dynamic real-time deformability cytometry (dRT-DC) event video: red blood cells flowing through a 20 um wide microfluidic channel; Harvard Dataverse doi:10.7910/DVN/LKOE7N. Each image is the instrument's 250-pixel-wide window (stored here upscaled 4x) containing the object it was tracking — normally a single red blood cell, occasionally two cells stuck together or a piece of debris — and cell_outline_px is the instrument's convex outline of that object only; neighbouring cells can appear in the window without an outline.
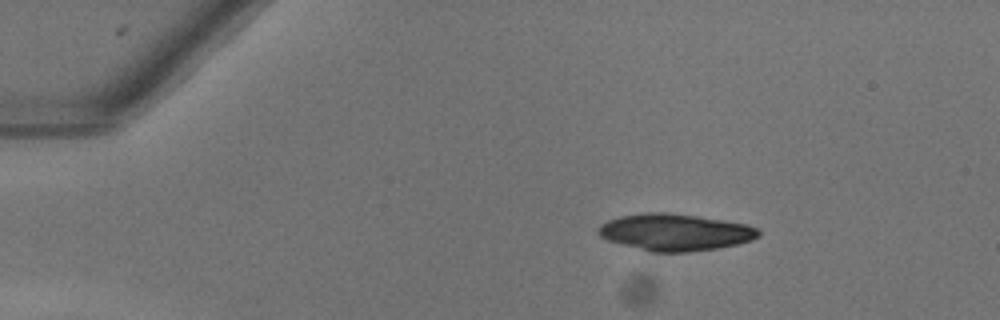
{"species": "common noctule bat (a hibernating species)", "species_latin": "Nyctalus noctula", "temperature_condition": "warm", "stored_images_in_passage": 43, "camera_frame_rate_fps": 3000, "um_per_image_px": 0.085, "animal": {"sex": "female"}, "frame": {"image": 1, "passage_image": 1, "time_ms": 0.0, "image_size_px": [1000, 320], "cell_outline_px": [[760, 236], [752, 240], [736, 244], [716, 248], [688, 252], [652, 252], [620, 244], [608, 240], [600, 236], [596, 232], [596, 228], [600, 224], [608, 220], [620, 216], [648, 212], [664, 212], [724, 220], [748, 224], [756, 228], [760, 232]], "centroid_in_image_um": [57.35, 19.74], "position_along_channel_um": 27.7, "area_um2": 34.33}}